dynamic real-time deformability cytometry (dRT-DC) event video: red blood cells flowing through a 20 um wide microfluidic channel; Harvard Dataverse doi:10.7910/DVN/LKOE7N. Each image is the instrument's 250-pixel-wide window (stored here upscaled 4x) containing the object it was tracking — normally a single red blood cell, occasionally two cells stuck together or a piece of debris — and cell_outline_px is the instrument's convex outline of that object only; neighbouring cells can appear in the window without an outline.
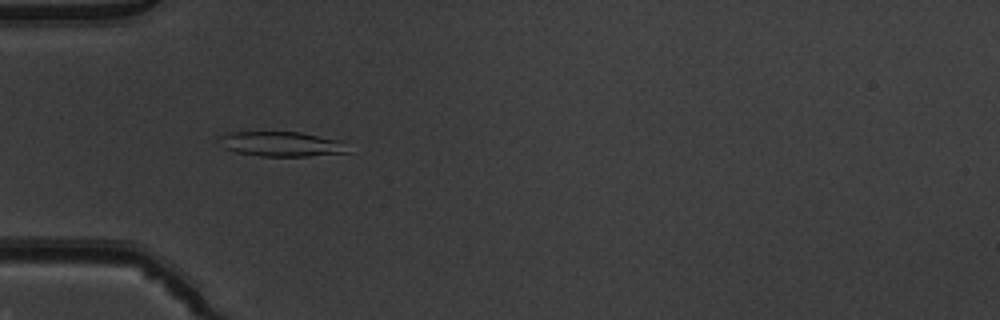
{"species": "common noctule bat (a hibernating species)", "species_latin": "Nyctalus noctula", "temperature_condition": "warm", "stored_images_in_passage": 50, "camera_frame_rate_fps": 3000, "um_per_image_px": 0.085, "animal": {"sex": "male", "body_mass_g": 19.5, "forearm_length_mm": 54.6}, "frame": {"image": 1, "passage_image": 15, "time_ms": 4.667, "image_size_px": [1000, 320], "cell_outline_px": [[348, 152], [308, 156], [260, 156], [236, 152], [224, 148], [220, 136], [228, 132], [300, 132], [344, 140]], "centroid_in_image_um": [23.97, 12.23], "position_along_channel_um": 61.0, "area_um2": 18.55}}
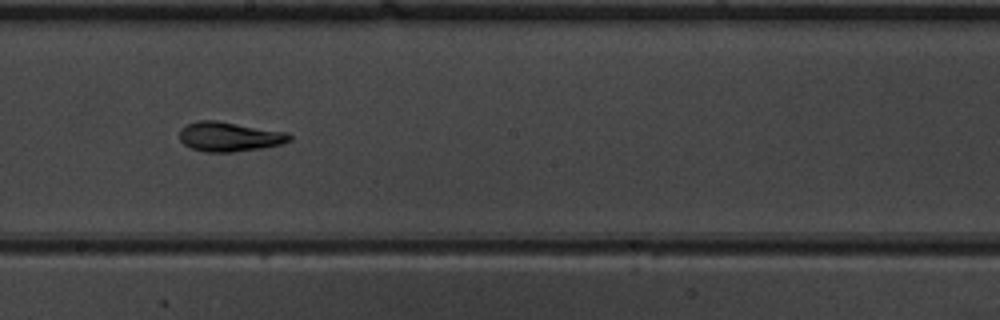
{"frame": {"image": 2, "passage_image": 28, "time_ms": 9.0, "image_size_px": [1000, 320], "cell_outline_px": [[292, 140], [280, 144], [264, 148], [232, 152], [208, 152], [192, 148], [184, 144], [180, 140], [180, 128], [196, 120], [216, 120], [288, 132], [292, 136]], "centroid_in_image_um": [19.52, 11.61], "position_along_channel_um": 228.7, "area_um2": 19.02}}
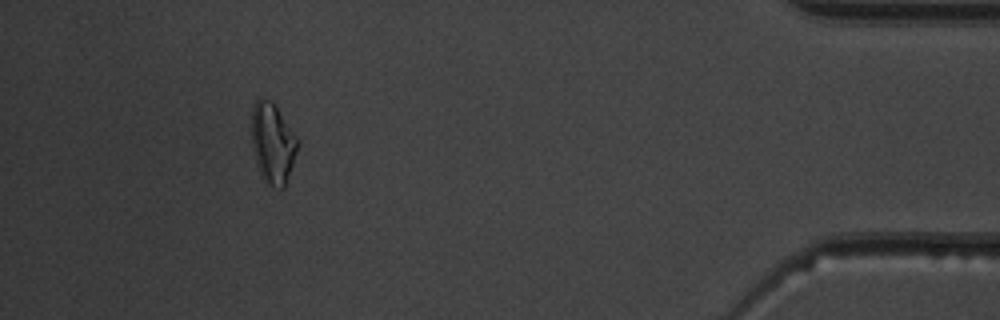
{"frame": {"image": 3, "passage_image": 46, "time_ms": 15.0, "image_size_px": [1000, 320], "cell_outline_px": [[300, 144], [284, 188], [280, 188], [264, 180], [260, 172], [256, 160], [252, 144], [252, 104], [260, 96], [272, 100], [300, 140]], "centroid_in_image_um": [23.2, 12.09], "position_along_channel_um": 412.0, "area_um2": 21.62}, "authors_computed_cell_mechanics": {"area_um2": 18.9295, "velocity_mm_per_s": 3.958, "shape_relaxation_time_tau1_ms": 5.2349, "shape_relaxation_time_tau2_ms": 2.9999, "deformation_change_tau1": 0.1724, "deformation_change_tau2": 0.0956}}